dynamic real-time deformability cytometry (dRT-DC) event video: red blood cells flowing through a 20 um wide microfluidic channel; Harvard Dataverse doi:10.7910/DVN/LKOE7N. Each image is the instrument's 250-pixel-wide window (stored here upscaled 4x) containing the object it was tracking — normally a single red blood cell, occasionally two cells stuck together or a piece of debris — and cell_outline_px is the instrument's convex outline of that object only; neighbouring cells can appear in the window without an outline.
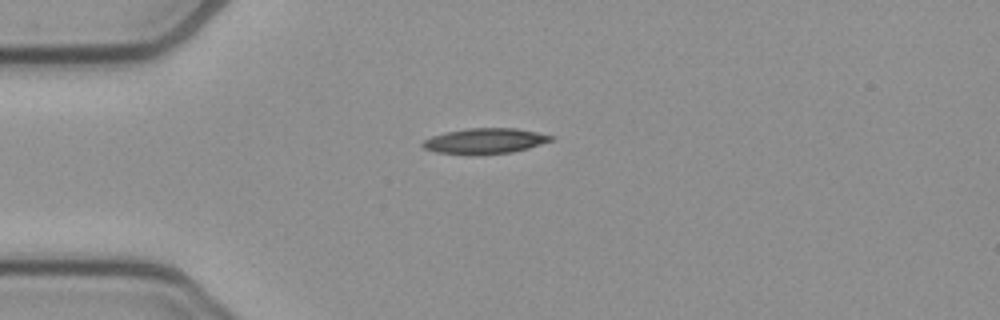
{"species": "common noctule bat (a hibernating species)", "species_latin": "Nyctalus noctula", "temperature_condition": "cold", "stored_images_in_passage": 41, "camera_frame_rate_fps": 3000, "um_per_image_px": 0.085, "animal": {"sex": "female", "body_mass_g": 21.9}, "frame": {"image": 1, "passage_image": 1, "time_ms": 0.0, "image_size_px": [1000, 320], "cell_outline_px": [[556, 136], [552, 140], [528, 148], [512, 152], [436, 152], [424, 148], [420, 144], [424, 140], [432, 136], [444, 132], [464, 128], [516, 128]], "centroid_in_image_um": [41.24, 11.93], "position_along_channel_um": 43.8, "area_um2": 18.26}}
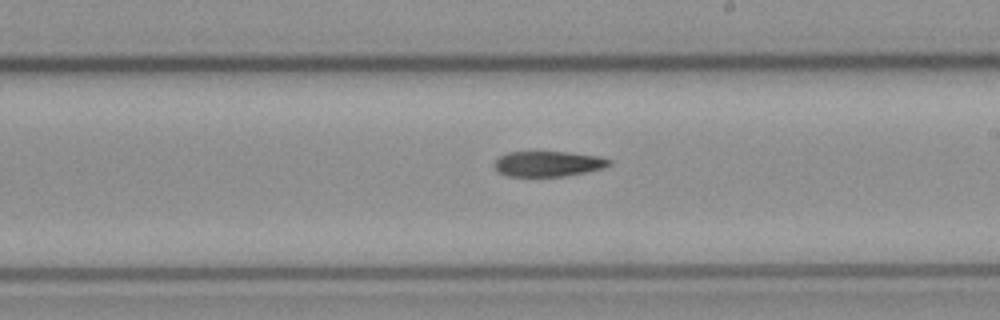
{"frame": {"image": 2, "passage_image": 18, "time_ms": 5.667, "image_size_px": [1000, 320], "cell_outline_px": [[612, 164], [604, 168], [564, 176], [508, 176], [496, 172], [496, 160], [500, 156], [508, 152], [568, 152], [600, 156], [612, 160]], "centroid_in_image_um": [46.63, 13.92], "position_along_channel_um": 242.4, "area_um2": 16.94}}
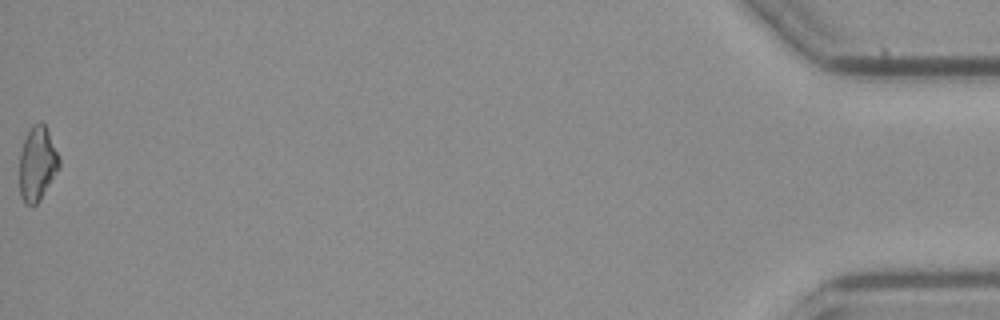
{"frame": {"image": 3, "passage_image": 41, "time_ms": 13.333, "image_size_px": [1000, 320], "cell_outline_px": [[60, 168], [40, 200], [36, 204], [24, 204], [20, 196], [20, 152], [24, 140], [32, 124], [40, 120], [44, 124], [48, 132], [60, 160]], "centroid_in_image_um": [3.17, 13.92], "position_along_channel_um": 432.0, "area_um2": 17.11}}